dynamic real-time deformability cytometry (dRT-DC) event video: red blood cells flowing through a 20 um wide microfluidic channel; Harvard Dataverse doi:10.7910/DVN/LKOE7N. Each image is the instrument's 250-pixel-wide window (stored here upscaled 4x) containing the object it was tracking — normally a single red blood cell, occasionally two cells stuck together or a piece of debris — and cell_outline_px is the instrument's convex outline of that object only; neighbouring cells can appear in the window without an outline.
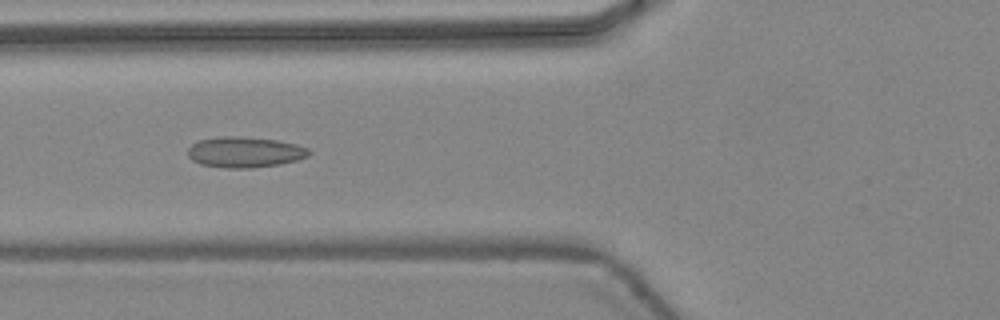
{"species": "common noctule bat (a hibernating species)", "species_latin": "Nyctalus noctula", "temperature_condition": "warm", "stored_images_in_passage": 41, "camera_frame_rate_fps": 3000, "um_per_image_px": 0.085, "animal": {"sex": "female", "body_mass_g": 24.6, "forearm_length_mm": 56.2}, "frame": {"image": 1, "passage_image": 14, "time_ms": 4.333, "image_size_px": [1000, 320], "cell_outline_px": [[312, 152], [308, 156], [296, 160], [280, 164], [252, 168], [224, 168], [200, 164], [192, 160], [188, 156], [188, 148], [192, 144], [200, 140], [220, 136], [240, 136], [276, 140], [296, 144], [308, 148]], "centroid_in_image_um": [20.8, 12.93], "position_along_channel_um": 105.0, "area_um2": 21.73}}
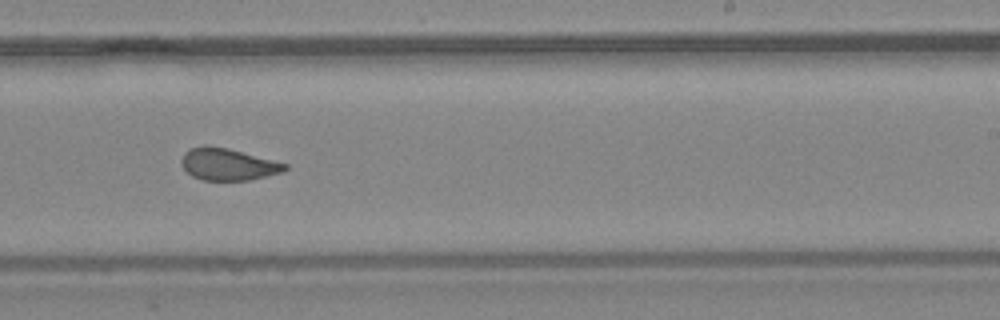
{"frame": {"image": 2, "passage_image": 25, "time_ms": 8.0, "image_size_px": [1000, 320], "cell_outline_px": [[288, 168], [284, 172], [248, 180], [200, 180], [192, 176], [180, 164], [180, 160], [184, 152], [188, 148], [204, 144], [208, 144], [228, 148], [288, 164]], "centroid_in_image_um": [19.34, 13.95], "position_along_channel_um": 269.7, "area_um2": 19.54}}
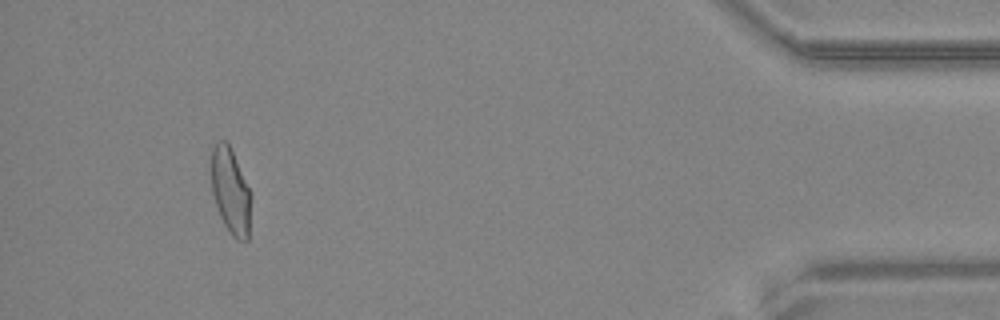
{"frame": {"image": 3, "passage_image": 39, "time_ms": 12.667, "image_size_px": [1000, 320], "cell_outline_px": [[252, 196], [248, 240], [244, 244], [236, 240], [228, 232], [220, 216], [212, 192], [212, 148], [216, 140], [224, 140], [228, 144], [252, 192]], "centroid_in_image_um": [19.63, 16.31], "position_along_channel_um": 415.6, "area_um2": 20.17}}